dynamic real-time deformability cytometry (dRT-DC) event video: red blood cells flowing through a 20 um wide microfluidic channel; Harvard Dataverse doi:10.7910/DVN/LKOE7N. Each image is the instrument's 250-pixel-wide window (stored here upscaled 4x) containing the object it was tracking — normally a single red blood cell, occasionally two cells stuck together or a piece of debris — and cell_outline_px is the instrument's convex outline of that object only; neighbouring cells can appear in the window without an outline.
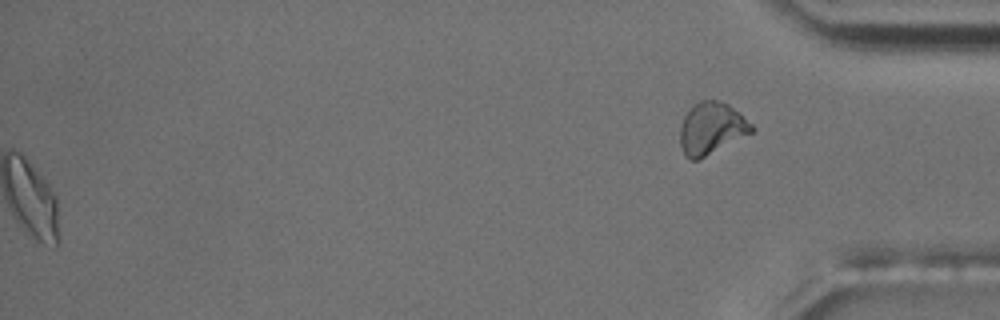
{"species": "common noctule bat (a hibernating species)", "species_latin": "Nyctalus noctula", "temperature_condition": "room temperature", "stored_images_in_passage": 54, "segment_of_instrument_passage": [2, 2], "camera_frame_rate_fps": 3000, "um_per_image_px": 0.085, "animal": {"sex": "male", "body_mass_g": 17.5, "forearm_length_mm": 52.3}, "frame": {"image": 1, "passage_image": 54, "time_ms": 17.667, "image_size_px": [1000, 320], "cell_outline_px": [[756, 128], [752, 132], [700, 160], [688, 160], [684, 156], [680, 144], [680, 124], [684, 116], [700, 100], [716, 100], [728, 104], [752, 124]], "centroid_in_image_um": [60.45, 10.95], "position_along_channel_um": 374.8, "area_um2": 21.62}}